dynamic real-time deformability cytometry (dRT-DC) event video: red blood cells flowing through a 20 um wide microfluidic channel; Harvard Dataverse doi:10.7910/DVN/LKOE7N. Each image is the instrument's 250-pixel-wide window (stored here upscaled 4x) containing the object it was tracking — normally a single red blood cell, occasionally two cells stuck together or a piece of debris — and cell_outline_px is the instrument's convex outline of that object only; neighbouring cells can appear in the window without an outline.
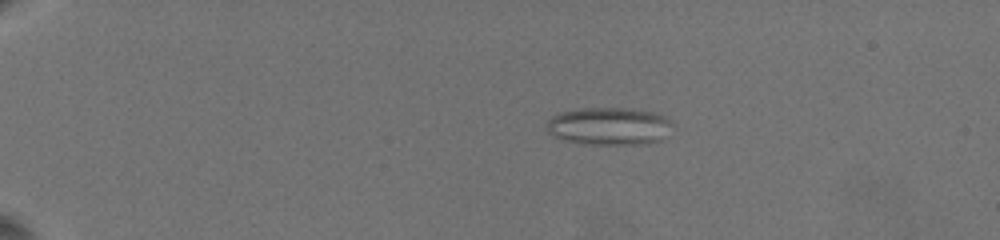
{"species": "common noctule bat (a hibernating species)", "species_latin": "Nyctalus noctula", "temperature_condition": "warm", "stored_images_in_passage": 9, "camera_frame_rate_fps": 3000, "um_per_image_px": 0.085, "animal": {"sex": "female", "body_mass_g": 19.5, "forearm_length_mm": 54.1}, "frame": {"image": 1, "passage_image": 1, "time_ms": 0.0, "image_size_px": [1000, 240], "cell_outline_px": [[672, 124], [660, 140], [644, 144], [580, 144], [564, 140], [552, 136], [544, 128], [548, 120], [552, 116], [560, 112], [584, 108], [624, 108], [652, 112], [664, 116]], "centroid_in_image_um": [51.68, 10.73], "position_along_channel_um": 33.3, "area_um2": 27.51}}